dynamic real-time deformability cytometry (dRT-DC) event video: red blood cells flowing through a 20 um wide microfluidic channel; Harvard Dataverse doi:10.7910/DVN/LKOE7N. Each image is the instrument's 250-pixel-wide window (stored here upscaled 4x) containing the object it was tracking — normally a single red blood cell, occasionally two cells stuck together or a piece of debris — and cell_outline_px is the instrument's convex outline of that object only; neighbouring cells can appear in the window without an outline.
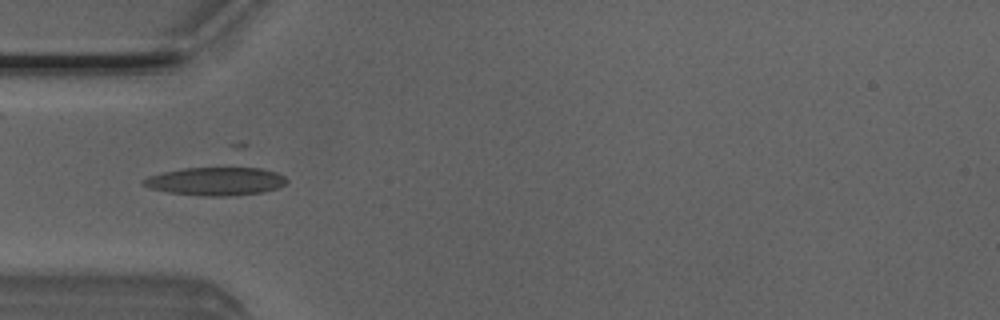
{"species": "Egyptian fruit bat (a non-hibernating species)", "species_latin": "Rousettus aegyptiacus", "temperature_condition": "room temperature", "stored_images_in_passage": 8, "camera_frame_rate_fps": 3000, "um_per_image_px": 0.085, "animal": {"sex": "male"}, "frame": {"image": 1, "passage_image": 2, "time_ms": 0.333, "image_size_px": [1000, 320], "cell_outline_px": [[288, 180], [284, 184], [276, 188], [264, 192], [228, 196], [204, 196], [168, 192], [148, 188], [140, 184], [140, 180], [148, 176], [180, 168], [244, 164], [276, 172], [284, 176]], "centroid_in_image_um": [18.33, 15.35], "position_along_channel_um": 66.7, "area_um2": 24.74}}